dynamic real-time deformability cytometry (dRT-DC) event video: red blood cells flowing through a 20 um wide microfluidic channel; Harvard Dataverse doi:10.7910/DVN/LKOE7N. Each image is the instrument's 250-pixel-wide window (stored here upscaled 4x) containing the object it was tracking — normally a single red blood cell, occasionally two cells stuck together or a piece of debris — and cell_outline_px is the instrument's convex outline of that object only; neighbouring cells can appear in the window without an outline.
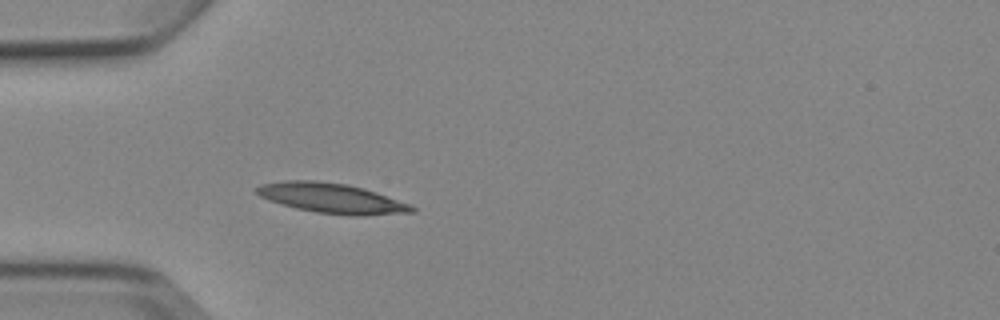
{"species": "Egyptian fruit bat (a non-hibernating species)", "species_latin": "Rousettus aegyptiacus", "temperature_condition": "cold", "stored_images_in_passage": 5, "camera_frame_rate_fps": 3000, "um_per_image_px": 0.085, "animal": {"sex": "female"}, "frame": {"image": 1, "passage_image": 5, "time_ms": 5.0, "image_size_px": [1000, 320], "cell_outline_px": [[416, 212], [364, 216], [352, 216], [316, 212], [296, 208], [260, 196], [256, 192], [256, 188], [260, 184], [288, 180], [316, 180], [348, 184], [364, 188], [412, 204], [416, 208]], "centroid_in_image_um": [28.28, 16.85], "position_along_channel_um": 56.7, "area_um2": 27.17}}